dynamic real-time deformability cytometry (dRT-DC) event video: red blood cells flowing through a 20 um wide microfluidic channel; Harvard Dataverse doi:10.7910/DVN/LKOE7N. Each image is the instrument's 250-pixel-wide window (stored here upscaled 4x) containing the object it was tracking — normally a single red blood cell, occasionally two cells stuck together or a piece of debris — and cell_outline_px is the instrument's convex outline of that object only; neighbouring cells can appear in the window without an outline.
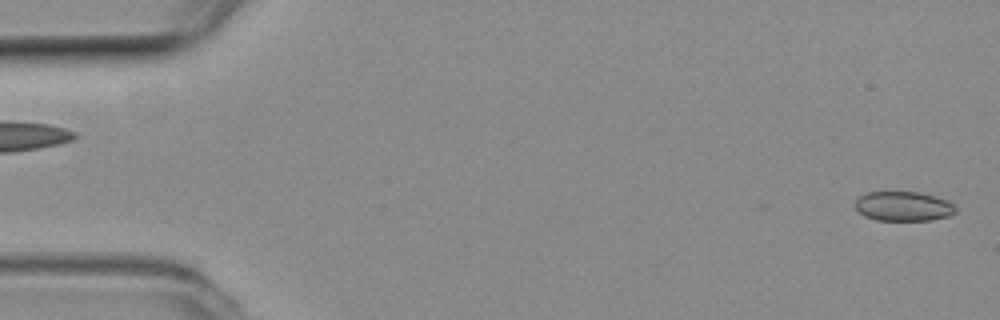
{"species": "common noctule bat (a hibernating species)", "species_latin": "Nyctalus noctula", "temperature_condition": "room temperature", "stored_images_in_passage": 3, "camera_frame_rate_fps": 3000, "um_per_image_px": 0.085, "animal": {"sex": "female", "body_mass_g": 19.3, "forearm_length_mm": 54.1}, "frame": {"image": 1, "passage_image": 1, "time_ms": 0.0, "image_size_px": [1000, 320], "cell_outline_px": [[956, 212], [948, 216], [932, 220], [876, 220], [864, 216], [856, 208], [856, 200], [860, 196], [868, 192], [920, 192], [936, 196], [952, 204], [956, 208]], "centroid_in_image_um": [76.79, 17.53], "position_along_channel_um": 8.2, "area_um2": 17.17}}